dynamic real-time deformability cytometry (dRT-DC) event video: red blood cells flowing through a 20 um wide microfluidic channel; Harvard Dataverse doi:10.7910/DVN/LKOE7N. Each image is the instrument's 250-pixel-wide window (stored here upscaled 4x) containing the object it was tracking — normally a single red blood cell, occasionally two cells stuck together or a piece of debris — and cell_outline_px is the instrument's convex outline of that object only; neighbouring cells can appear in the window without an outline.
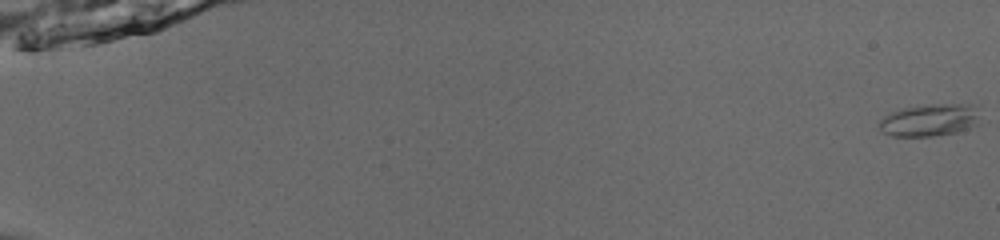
{"species": "common noctule bat (a hibernating species)", "species_latin": "Nyctalus noctula", "temperature_condition": "room temperature", "stored_images_in_passage": 55, "camera_frame_rate_fps": 3000, "um_per_image_px": 0.085, "animal": {"sex": "male", "body_mass_g": 13.0, "forearm_length_mm": 53.1}, "frame": {"image": 1, "passage_image": 1, "time_ms": 0.0, "image_size_px": [1000, 240], "cell_outline_px": [[980, 124], [956, 132], [932, 136], [892, 136], [884, 132], [876, 124], [884, 116], [892, 112], [904, 108], [932, 104], [980, 104]], "centroid_in_image_um": [79.11, 10.19], "position_along_channel_um": 5.9, "area_um2": 19.31}}
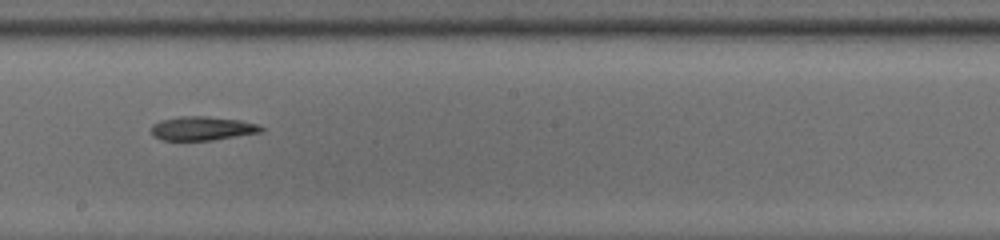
{"frame": {"image": 2, "passage_image": 34, "time_ms": 11.0, "image_size_px": [1000, 240], "cell_outline_px": [[264, 132], [212, 140], [160, 140], [152, 136], [152, 124], [160, 120], [180, 116], [208, 116], [240, 120], [256, 124], [264, 128]], "centroid_in_image_um": [17.18, 10.91], "position_along_channel_um": 231.0, "area_um2": 15.43}}
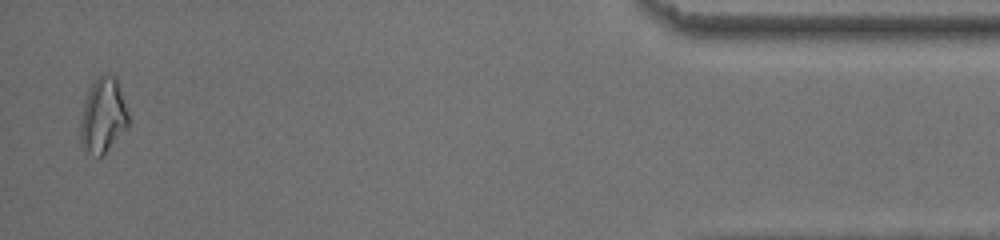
{"frame": {"image": 3, "passage_image": 54, "time_ms": 17.667, "image_size_px": [1000, 240], "cell_outline_px": [[128, 128], [104, 156], [100, 156], [88, 152], [80, 148], [80, 124], [84, 100], [96, 76], [116, 76], [128, 112]], "centroid_in_image_um": [8.76, 9.88], "position_along_channel_um": 426.4, "area_um2": 21.15}, "authors_computed_cell_mechanics": {"area_um2": 16.6464, "velocity_mm_per_s": 3.8878, "shape_relaxation_time_tau1_ms": 8.9678, "shape_relaxation_time_tau2_ms": null, "deformation_change_tau1": 0.2335, "deformation_change_tau2": null}}